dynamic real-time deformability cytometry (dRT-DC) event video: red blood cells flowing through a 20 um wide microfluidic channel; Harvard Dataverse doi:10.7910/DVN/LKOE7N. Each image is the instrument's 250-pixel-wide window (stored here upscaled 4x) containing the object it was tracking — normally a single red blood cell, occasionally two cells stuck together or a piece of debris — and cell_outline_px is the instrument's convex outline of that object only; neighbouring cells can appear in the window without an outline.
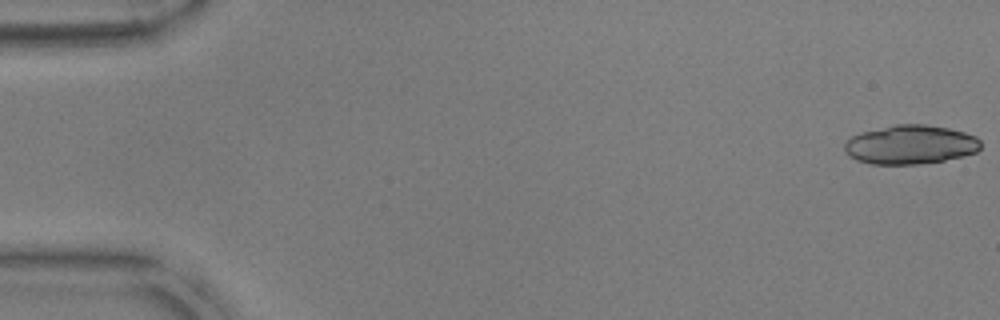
{"species": "common noctule bat (a hibernating species)", "species_latin": "Nyctalus noctula", "temperature_condition": "warm", "stored_images_in_passage": 24, "camera_frame_rate_fps": 3000, "um_per_image_px": 0.085, "animal": {"sex": "male", "body_mass_g": 17.9, "forearm_length_mm": 54.2}, "frame": {"image": 1, "passage_image": 1, "time_ms": 0.0, "image_size_px": [1000, 320], "cell_outline_px": [[980, 148], [976, 152], [964, 156], [944, 160], [920, 164], [872, 164], [856, 160], [848, 156], [844, 148], [844, 144], [852, 136], [860, 132], [896, 124], [924, 124], [948, 128], [964, 132], [976, 136], [980, 140]], "centroid_in_image_um": [77.38, 12.29], "position_along_channel_um": 7.6, "area_um2": 31.04}}
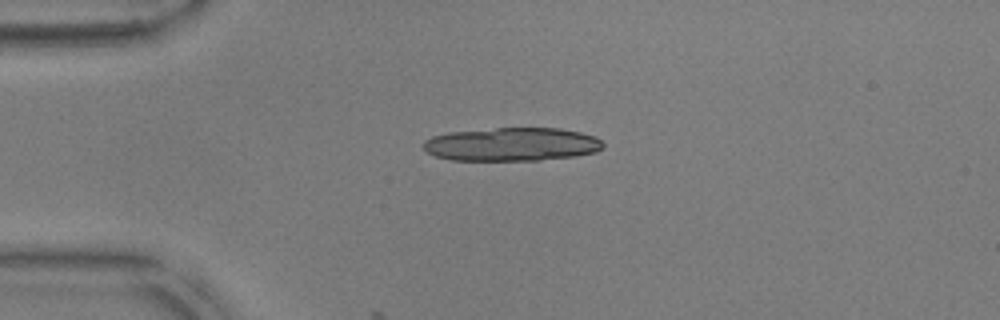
{"frame": {"image": 2, "passage_image": 13, "time_ms": 4.0, "image_size_px": [1000, 320], "cell_outline_px": [[604, 148], [596, 152], [572, 156], [540, 160], [452, 160], [436, 156], [428, 152], [424, 148], [424, 140], [432, 136], [448, 132], [496, 128], [560, 128], [580, 132], [596, 136], [604, 144]], "centroid_in_image_um": [43.53, 12.26], "position_along_channel_um": 41.5, "area_um2": 35.03}}